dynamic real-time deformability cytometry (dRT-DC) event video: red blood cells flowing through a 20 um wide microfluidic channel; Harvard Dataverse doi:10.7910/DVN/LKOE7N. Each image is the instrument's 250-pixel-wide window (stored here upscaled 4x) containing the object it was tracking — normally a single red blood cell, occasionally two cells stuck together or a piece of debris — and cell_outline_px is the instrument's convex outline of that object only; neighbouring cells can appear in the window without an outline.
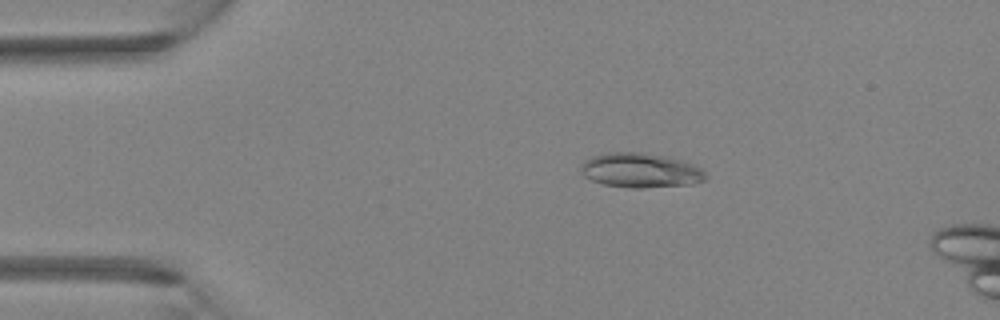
{"species": "Egyptian fruit bat (a non-hibernating species)", "species_latin": "Rousettus aegyptiacus", "temperature_condition": "room temperature", "stored_images_in_passage": 4, "camera_frame_rate_fps": 3000, "um_per_image_px": 0.085, "animal": {"sex": "female"}, "frame": {"image": 1, "passage_image": 2, "time_ms": 0.333, "image_size_px": [1000, 320], "cell_outline_px": [[708, 176], [704, 180], [692, 184], [644, 188], [628, 188], [604, 184], [592, 180], [584, 176], [580, 168], [580, 164], [584, 160], [592, 156], [604, 152], [644, 152], [684, 160], [700, 168]], "centroid_in_image_um": [54.42, 14.47], "position_along_channel_um": 30.6, "area_um2": 25.37}}